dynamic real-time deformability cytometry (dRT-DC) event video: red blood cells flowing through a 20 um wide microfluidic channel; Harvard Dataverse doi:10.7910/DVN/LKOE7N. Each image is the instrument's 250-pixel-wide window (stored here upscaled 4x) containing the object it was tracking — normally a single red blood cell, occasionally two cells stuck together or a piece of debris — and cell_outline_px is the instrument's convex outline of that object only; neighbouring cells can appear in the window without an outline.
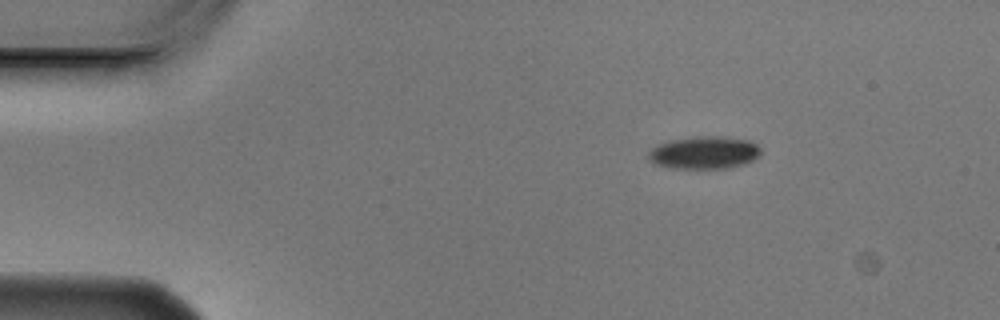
{"species": "Egyptian fruit bat (a non-hibernating species)", "species_latin": "Rousettus aegyptiacus", "temperature_condition": "cold", "stored_images_in_passage": 3, "camera_frame_rate_fps": 3000, "um_per_image_px": 0.085, "animal": {"sex": "male"}, "frame": {"image": 1, "passage_image": 1, "time_ms": 0.0, "image_size_px": [1000, 320], "cell_outline_px": [[760, 156], [744, 164], [728, 168], [668, 168], [656, 164], [648, 156], [648, 152], [656, 144], [668, 140], [696, 136], [724, 136], [752, 140], [760, 148]], "centroid_in_image_um": [59.87, 12.95], "position_along_channel_um": 25.1, "area_um2": 21.62}}
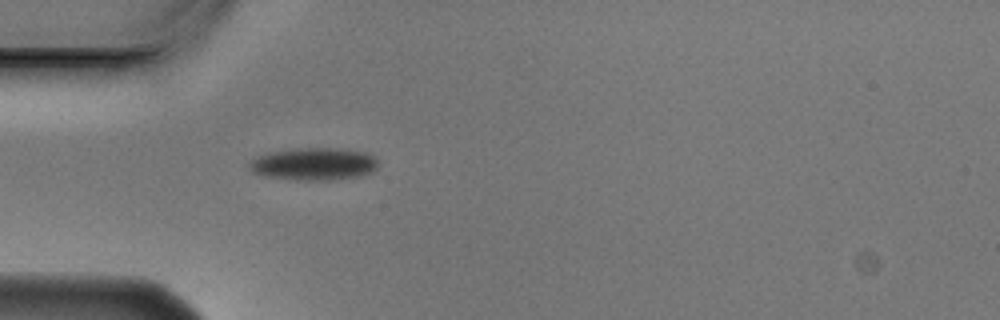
{"frame": {"image": 2, "passage_image": 3, "time_ms": 0.667, "image_size_px": [1000, 320], "cell_outline_px": [[376, 168], [372, 172], [364, 176], [336, 180], [296, 180], [264, 176], [252, 172], [248, 168], [248, 164], [256, 156], [268, 152], [296, 148], [332, 148], [364, 152], [372, 156], [376, 160]], "centroid_in_image_um": [26.64, 13.95], "position_along_channel_um": 58.4, "area_um2": 24.57}}